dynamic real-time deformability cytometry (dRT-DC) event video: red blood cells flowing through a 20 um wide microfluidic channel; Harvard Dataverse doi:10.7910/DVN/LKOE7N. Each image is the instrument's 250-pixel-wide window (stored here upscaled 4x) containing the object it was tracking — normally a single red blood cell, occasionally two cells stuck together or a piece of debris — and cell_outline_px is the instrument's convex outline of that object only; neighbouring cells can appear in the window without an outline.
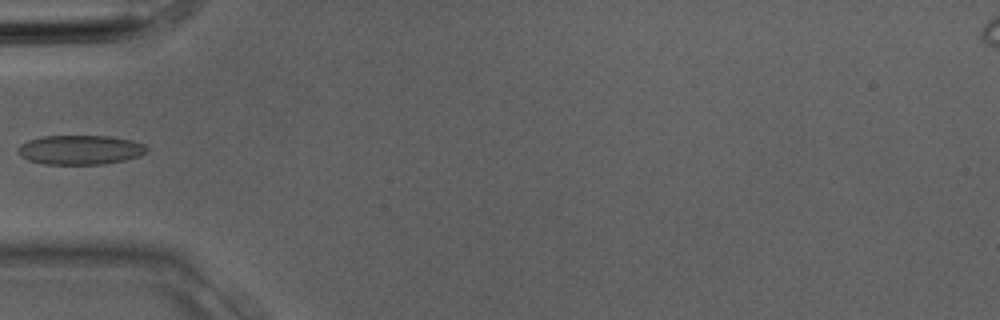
{"species": "Egyptian fruit bat (a non-hibernating species)", "species_latin": "Rousettus aegyptiacus", "temperature_condition": "room temperature", "stored_images_in_passage": 3, "camera_frame_rate_fps": 3000, "um_per_image_px": 0.085, "animal": {"sex": "male"}, "frame": {"image": 1, "passage_image": 3, "time_ms": 0.667, "image_size_px": [1000, 320], "cell_outline_px": [[148, 152], [140, 156], [124, 160], [104, 164], [44, 164], [28, 160], [20, 156], [16, 152], [16, 148], [20, 144], [28, 140], [40, 136], [108, 136], [132, 140], [144, 144], [148, 148]], "centroid_in_image_um": [6.79, 12.73], "position_along_channel_um": 78.2, "area_um2": 22.31}}